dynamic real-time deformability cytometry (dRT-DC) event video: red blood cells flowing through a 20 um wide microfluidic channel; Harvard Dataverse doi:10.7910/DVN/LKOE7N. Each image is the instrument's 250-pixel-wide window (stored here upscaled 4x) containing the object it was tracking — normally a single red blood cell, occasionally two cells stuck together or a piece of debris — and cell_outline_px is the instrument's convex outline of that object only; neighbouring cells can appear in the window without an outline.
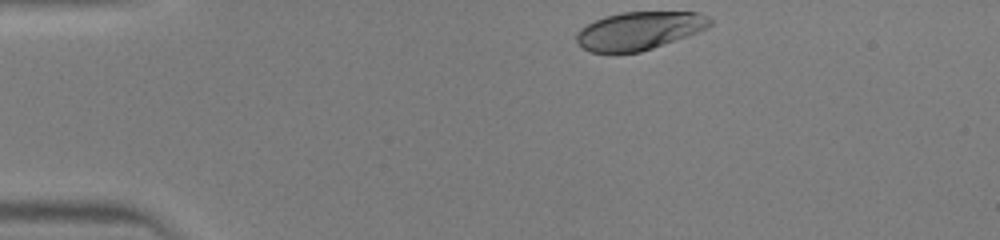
{"species": "human", "species_latin": "Homo sapiens", "temperature_condition": "warm", "stored_images_in_passage": 31, "camera_frame_rate_fps": 3000, "um_per_image_px": 0.085, "donor": {"sex": "male"}, "frame": {"image": 1, "passage_image": 1, "time_ms": 0.0, "image_size_px": [1000, 240], "cell_outline_px": [[712, 24], [708, 28], [688, 36], [640, 52], [616, 56], [592, 52], [584, 48], [576, 40], [576, 32], [580, 28], [604, 16], [620, 12], [700, 12], [708, 16], [712, 20]], "centroid_in_image_um": [54.32, 2.64], "position_along_channel_um": 30.7, "area_um2": 30.23}}
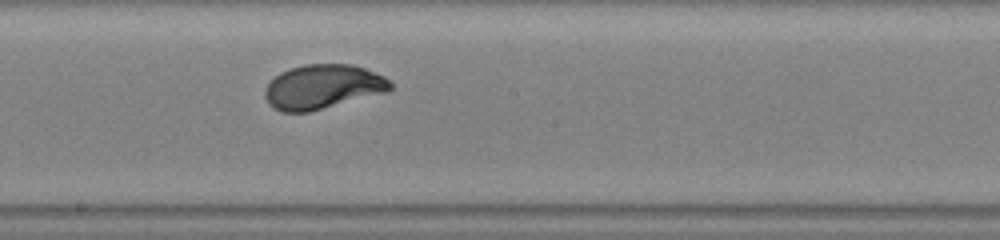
{"frame": {"image": 2, "passage_image": 18, "time_ms": 5.667, "image_size_px": [1000, 240], "cell_outline_px": [[392, 88], [388, 92], [308, 112], [280, 112], [272, 108], [268, 104], [264, 96], [264, 92], [268, 84], [280, 72], [288, 68], [304, 64], [352, 64], [364, 68], [384, 76], [392, 84]], "centroid_in_image_um": [27.42, 7.38], "position_along_channel_um": 220.8, "area_um2": 32.6}}
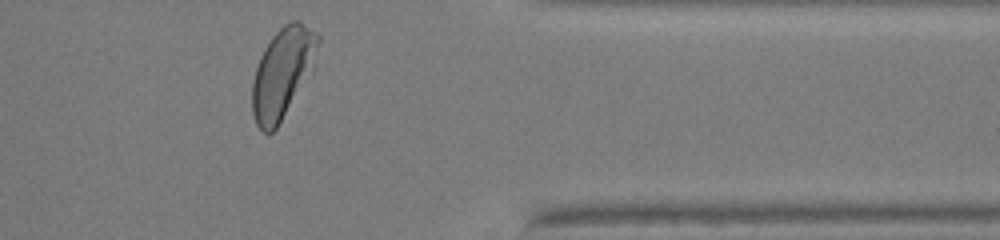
{"frame": {"image": 3, "passage_image": 30, "time_ms": 9.667, "image_size_px": [1000, 240], "cell_outline_px": [[320, 40], [316, 68], [276, 128], [272, 132], [264, 132], [256, 124], [252, 112], [252, 84], [256, 68], [260, 56], [264, 48], [272, 36], [284, 24], [292, 20], [300, 20], [316, 32], [320, 36]], "centroid_in_image_um": [24.07, 6.16], "position_along_channel_um": 387.3, "area_um2": 35.14}}